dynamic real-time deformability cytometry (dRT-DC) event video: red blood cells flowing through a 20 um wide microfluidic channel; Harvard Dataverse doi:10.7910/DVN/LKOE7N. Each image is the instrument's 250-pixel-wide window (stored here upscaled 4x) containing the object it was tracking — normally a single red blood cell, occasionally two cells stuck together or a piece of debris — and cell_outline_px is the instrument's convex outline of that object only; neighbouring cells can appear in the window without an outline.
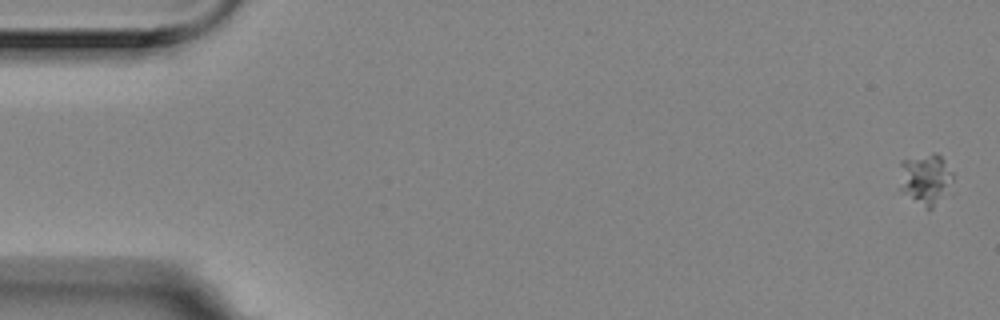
{"species": "Egyptian fruit bat (a non-hibernating species)", "species_latin": "Rousettus aegyptiacus", "temperature_condition": "room temperature", "stored_images_in_passage": 6, "camera_frame_rate_fps": 3000, "um_per_image_px": 0.085, "animal": {"sex": "female"}, "frame": {"image": 1, "passage_image": 1, "time_ms": 0.0, "image_size_px": [1000, 320], "cell_outline_px": [[952, 180], [932, 208], [928, 208], [900, 188], [900, 160], [932, 152], [936, 152], [944, 160], [952, 172]], "centroid_in_image_um": [78.64, 15.1], "position_along_channel_um": 6.4, "area_um2": 15.03}}
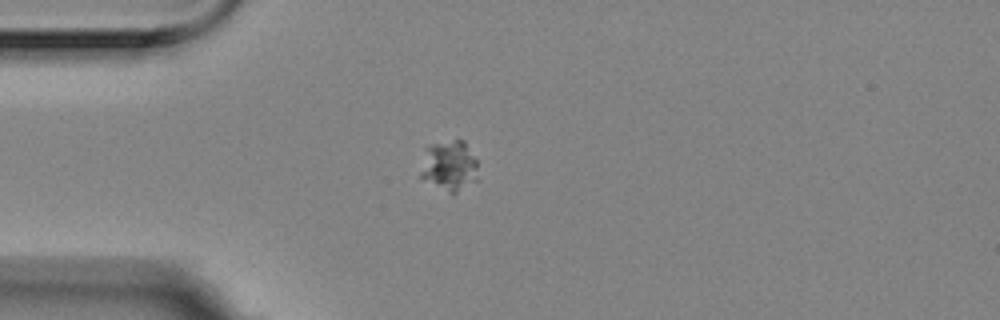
{"frame": {"image": 2, "passage_image": 5, "time_ms": 1.333, "image_size_px": [1000, 320], "cell_outline_px": [[476, 180], [452, 196], [420, 176], [420, 172], [424, 148], [432, 144], [456, 140], [464, 140], [476, 160]], "centroid_in_image_um": [38.16, 14.1], "position_along_channel_um": 46.8, "area_um2": 16.82}}
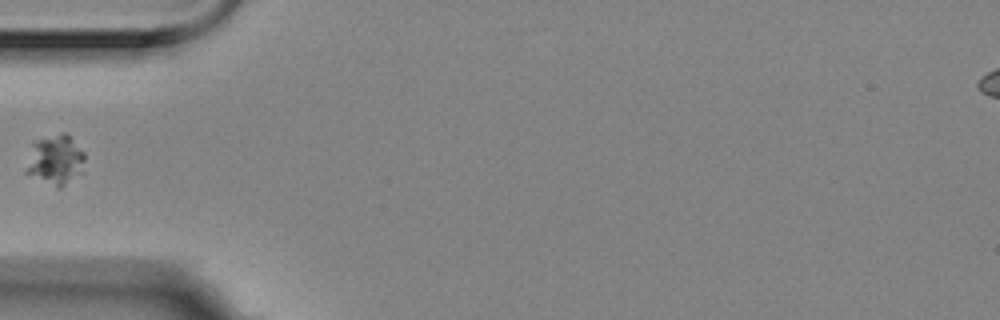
{"frame": {"image": 3, "passage_image": 6, "time_ms": 1.667, "image_size_px": [1000, 320], "cell_outline_px": [[84, 172], [60, 188], [56, 188], [24, 172], [32, 140], [60, 132], [64, 132], [84, 152]], "centroid_in_image_um": [4.68, 13.59], "position_along_channel_um": 80.3, "area_um2": 17.4}}